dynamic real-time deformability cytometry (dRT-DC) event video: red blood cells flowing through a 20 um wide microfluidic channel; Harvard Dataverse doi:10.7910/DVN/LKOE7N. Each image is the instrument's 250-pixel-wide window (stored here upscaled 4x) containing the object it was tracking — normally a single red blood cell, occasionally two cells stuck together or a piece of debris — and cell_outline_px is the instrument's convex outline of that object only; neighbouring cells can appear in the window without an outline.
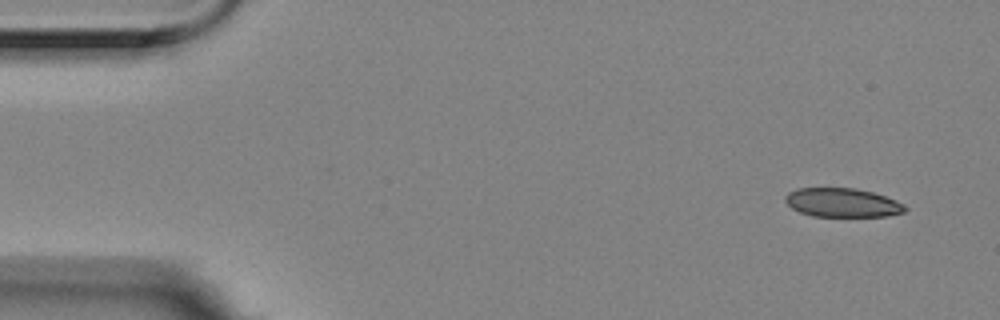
{"species": "Egyptian fruit bat (a non-hibernating species)", "species_latin": "Rousettus aegyptiacus", "temperature_condition": "room temperature", "stored_images_in_passage": 5, "camera_frame_rate_fps": 3000, "um_per_image_px": 0.085, "animal": {"sex": "female"}, "frame": {"image": 1, "passage_image": 1, "time_ms": 0.0, "image_size_px": [1000, 320], "cell_outline_px": [[908, 208], [904, 212], [888, 216], [812, 216], [800, 212], [792, 208], [784, 200], [784, 196], [788, 192], [796, 188], [856, 188], [872, 192], [896, 200], [904, 204]], "centroid_in_image_um": [71.59, 17.22], "position_along_channel_um": 13.4, "area_um2": 20.23}}
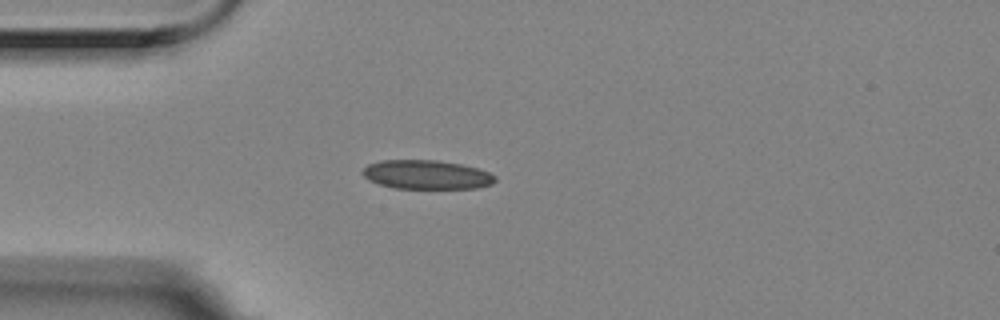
{"frame": {"image": 2, "passage_image": 4, "time_ms": 1.0, "image_size_px": [1000, 320], "cell_outline_px": [[496, 180], [492, 184], [476, 188], [396, 188], [380, 184], [368, 180], [360, 172], [368, 164], [380, 160], [436, 160], [460, 164], [480, 168], [496, 176]], "centroid_in_image_um": [36.26, 14.84], "position_along_channel_um": 48.7, "area_um2": 22.43}}